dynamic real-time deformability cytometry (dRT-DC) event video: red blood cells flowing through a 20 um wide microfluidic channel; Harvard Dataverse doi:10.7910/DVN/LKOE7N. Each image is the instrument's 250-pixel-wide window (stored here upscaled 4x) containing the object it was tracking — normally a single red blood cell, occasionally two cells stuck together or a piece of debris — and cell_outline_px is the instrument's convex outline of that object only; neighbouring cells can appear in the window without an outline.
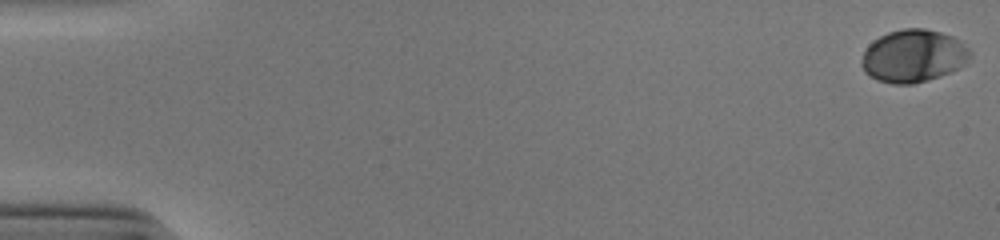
{"species": "human", "species_latin": "Homo sapiens", "temperature_condition": "cold", "stored_images_in_passage": 53, "camera_frame_rate_fps": 3000, "um_per_image_px": 0.085, "donor": {"sex": "male"}, "frame": {"image": 1, "passage_image": 1, "time_ms": 0.0, "image_size_px": [1000, 240], "cell_outline_px": [[972, 52], [964, 64], [952, 72], [928, 80], [912, 84], [892, 84], [876, 80], [868, 76], [864, 72], [860, 64], [860, 60], [868, 44], [872, 40], [888, 32], [904, 28], [924, 28], [940, 32], [952, 36], [968, 48]], "centroid_in_image_um": [77.58, 4.77], "position_along_channel_um": 7.4, "area_um2": 33.52}}
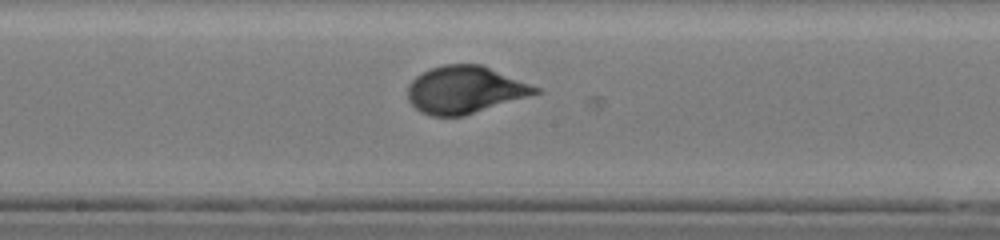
{"frame": {"image": 2, "passage_image": 30, "time_ms": 9.667, "image_size_px": [1000, 240], "cell_outline_px": [[544, 92], [464, 116], [432, 116], [420, 112], [408, 100], [408, 84], [416, 76], [432, 68], [444, 64], [480, 64], [540, 88]], "centroid_in_image_um": [39.53, 7.64], "position_along_channel_um": 208.7, "area_um2": 35.14}}
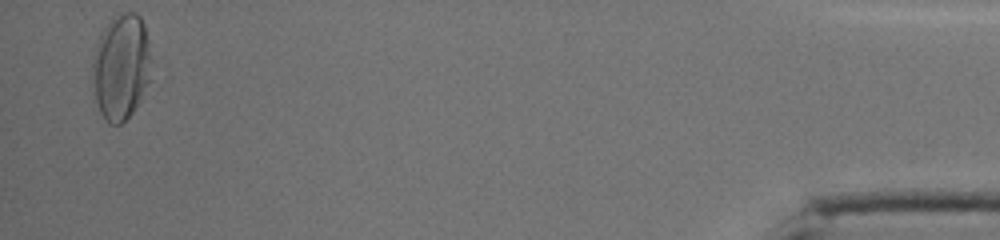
{"frame": {"image": 3, "passage_image": 53, "time_ms": 17.333, "image_size_px": [1000, 240], "cell_outline_px": [[152, 80], [140, 100], [132, 112], [120, 124], [108, 124], [104, 120], [100, 112], [96, 100], [92, 80], [92, 56], [96, 44], [104, 28], [120, 12], [136, 12], [140, 16], [144, 24], [148, 40], [152, 60]], "centroid_in_image_um": [10.32, 5.69], "position_along_channel_um": 424.9, "area_um2": 36.88}, "authors_computed_cell_mechanics": {"area_um2": 33.6974, "velocity_mm_per_s": 3.8625, "shape_relaxation_time_tau1_ms": 4.4889, "shape_relaxation_time_tau2_ms": null, "deformation_change_tau1": 0.1831, "deformation_change_tau2": null}}